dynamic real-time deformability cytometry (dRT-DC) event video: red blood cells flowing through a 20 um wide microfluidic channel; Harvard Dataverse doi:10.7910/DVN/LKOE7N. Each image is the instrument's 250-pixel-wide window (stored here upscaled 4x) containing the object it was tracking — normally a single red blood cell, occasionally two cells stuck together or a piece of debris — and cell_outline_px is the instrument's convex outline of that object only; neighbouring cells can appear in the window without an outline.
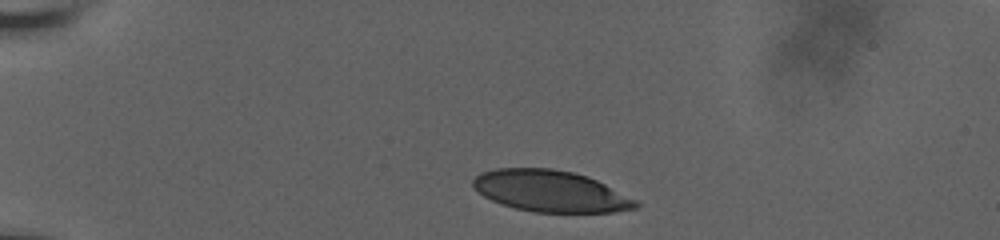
{"species": "human", "species_latin": "Homo sapiens", "temperature_condition": "room temperature", "stored_images_in_passage": 36, "camera_frame_rate_fps": 3000, "um_per_image_px": 0.085, "donor": {"sex": "male"}, "frame": {"image": 1, "passage_image": 1, "time_ms": 0.0, "image_size_px": [1000, 240], "cell_outline_px": [[640, 204], [636, 208], [616, 212], [532, 212], [500, 204], [484, 196], [472, 188], [472, 180], [480, 172], [496, 168], [552, 168], [572, 172], [588, 176], [636, 200]], "centroid_in_image_um": [46.75, 16.24], "position_along_channel_um": 38.3, "area_um2": 39.3}}
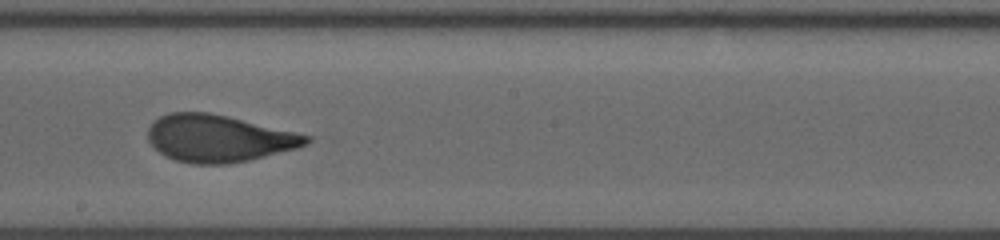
{"frame": {"image": 2, "passage_image": 21, "time_ms": 6.667, "image_size_px": [1000, 240], "cell_outline_px": [[312, 140], [308, 144], [296, 148], [252, 160], [228, 164], [192, 164], [176, 160], [164, 156], [148, 140], [148, 128], [160, 116], [168, 112], [208, 112], [312, 136]], "centroid_in_image_um": [18.58, 11.78], "position_along_channel_um": 229.6, "area_um2": 43.29}}
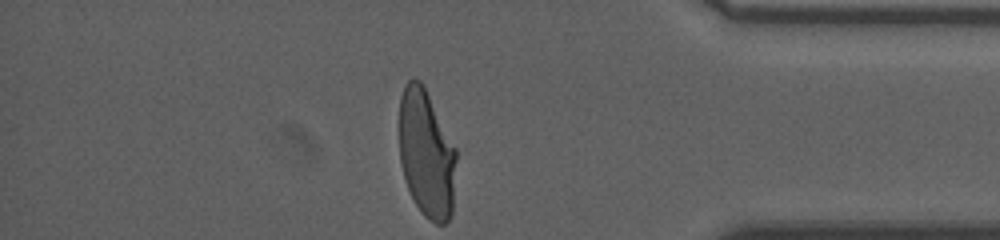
{"frame": {"image": 3, "passage_image": 36, "time_ms": 11.667, "image_size_px": [1000, 240], "cell_outline_px": [[456, 160], [452, 212], [448, 220], [444, 224], [436, 224], [428, 220], [424, 216], [416, 204], [408, 188], [404, 176], [400, 160], [400, 96], [404, 84], [408, 80], [420, 80], [424, 84], [456, 148]], "centroid_in_image_um": [36.25, 13.05], "position_along_channel_um": 398.9, "area_um2": 42.6}, "authors_computed_cell_mechanics": {"area_um2": 43.4367, "velocity_mm_per_s": 3.8271, "shape_relaxation_time_tau1_ms": 4.6373, "shape_relaxation_time_tau2_ms": null, "deformation_change_tau1": 0.1988, "deformation_change_tau2": null}}